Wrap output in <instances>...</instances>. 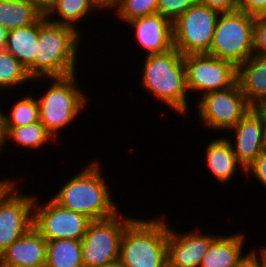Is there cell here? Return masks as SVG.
Listing matches in <instances>:
<instances>
[{
	"mask_svg": "<svg viewBox=\"0 0 266 267\" xmlns=\"http://www.w3.org/2000/svg\"><path fill=\"white\" fill-rule=\"evenodd\" d=\"M197 3L198 0H159L157 13L174 22L179 16Z\"/></svg>",
	"mask_w": 266,
	"mask_h": 267,
	"instance_id": "83f0119b",
	"label": "cell"
},
{
	"mask_svg": "<svg viewBox=\"0 0 266 267\" xmlns=\"http://www.w3.org/2000/svg\"><path fill=\"white\" fill-rule=\"evenodd\" d=\"M39 39V19L30 25L8 31L5 50L12 54L34 79V56Z\"/></svg>",
	"mask_w": 266,
	"mask_h": 267,
	"instance_id": "ffe728a7",
	"label": "cell"
},
{
	"mask_svg": "<svg viewBox=\"0 0 266 267\" xmlns=\"http://www.w3.org/2000/svg\"><path fill=\"white\" fill-rule=\"evenodd\" d=\"M198 3L218 13H228L238 9V0H198Z\"/></svg>",
	"mask_w": 266,
	"mask_h": 267,
	"instance_id": "1f68e13d",
	"label": "cell"
},
{
	"mask_svg": "<svg viewBox=\"0 0 266 267\" xmlns=\"http://www.w3.org/2000/svg\"><path fill=\"white\" fill-rule=\"evenodd\" d=\"M262 266L266 267V246H262Z\"/></svg>",
	"mask_w": 266,
	"mask_h": 267,
	"instance_id": "f35d334b",
	"label": "cell"
},
{
	"mask_svg": "<svg viewBox=\"0 0 266 267\" xmlns=\"http://www.w3.org/2000/svg\"><path fill=\"white\" fill-rule=\"evenodd\" d=\"M8 31L0 25V50L6 48Z\"/></svg>",
	"mask_w": 266,
	"mask_h": 267,
	"instance_id": "836d02e7",
	"label": "cell"
},
{
	"mask_svg": "<svg viewBox=\"0 0 266 267\" xmlns=\"http://www.w3.org/2000/svg\"><path fill=\"white\" fill-rule=\"evenodd\" d=\"M40 79L52 81L47 92L41 94L37 100L40 122L56 140L57 134L61 133L63 128H68L67 126L73 124L71 122L83 114L88 97L79 88L76 73L64 77H40L33 80Z\"/></svg>",
	"mask_w": 266,
	"mask_h": 267,
	"instance_id": "5b68a950",
	"label": "cell"
},
{
	"mask_svg": "<svg viewBox=\"0 0 266 267\" xmlns=\"http://www.w3.org/2000/svg\"><path fill=\"white\" fill-rule=\"evenodd\" d=\"M122 212L114 216L92 220L81 239L84 267H101L120 257V243L126 226L134 219Z\"/></svg>",
	"mask_w": 266,
	"mask_h": 267,
	"instance_id": "52a82bcc",
	"label": "cell"
},
{
	"mask_svg": "<svg viewBox=\"0 0 266 267\" xmlns=\"http://www.w3.org/2000/svg\"><path fill=\"white\" fill-rule=\"evenodd\" d=\"M188 93L224 90L236 83L237 66L207 53L184 55ZM190 91V92H189Z\"/></svg>",
	"mask_w": 266,
	"mask_h": 267,
	"instance_id": "8fae6325",
	"label": "cell"
},
{
	"mask_svg": "<svg viewBox=\"0 0 266 267\" xmlns=\"http://www.w3.org/2000/svg\"><path fill=\"white\" fill-rule=\"evenodd\" d=\"M197 99L195 104L202 126L221 132L235 126L252 108L237 82L227 89L209 92Z\"/></svg>",
	"mask_w": 266,
	"mask_h": 267,
	"instance_id": "9c48e42d",
	"label": "cell"
},
{
	"mask_svg": "<svg viewBox=\"0 0 266 267\" xmlns=\"http://www.w3.org/2000/svg\"><path fill=\"white\" fill-rule=\"evenodd\" d=\"M164 267H176V266H173L171 263H169L168 261L165 263Z\"/></svg>",
	"mask_w": 266,
	"mask_h": 267,
	"instance_id": "7bdbcfd3",
	"label": "cell"
},
{
	"mask_svg": "<svg viewBox=\"0 0 266 267\" xmlns=\"http://www.w3.org/2000/svg\"><path fill=\"white\" fill-rule=\"evenodd\" d=\"M3 134L4 145H7L8 139H12L15 145L32 150L40 149L50 140H55L40 121L20 127H3Z\"/></svg>",
	"mask_w": 266,
	"mask_h": 267,
	"instance_id": "cb8c5ba5",
	"label": "cell"
},
{
	"mask_svg": "<svg viewBox=\"0 0 266 267\" xmlns=\"http://www.w3.org/2000/svg\"><path fill=\"white\" fill-rule=\"evenodd\" d=\"M101 267H124L121 261L118 259L116 261L110 262L108 264H105Z\"/></svg>",
	"mask_w": 266,
	"mask_h": 267,
	"instance_id": "74e56055",
	"label": "cell"
},
{
	"mask_svg": "<svg viewBox=\"0 0 266 267\" xmlns=\"http://www.w3.org/2000/svg\"><path fill=\"white\" fill-rule=\"evenodd\" d=\"M0 267H11V266L5 265L0 261Z\"/></svg>",
	"mask_w": 266,
	"mask_h": 267,
	"instance_id": "ee69618b",
	"label": "cell"
},
{
	"mask_svg": "<svg viewBox=\"0 0 266 267\" xmlns=\"http://www.w3.org/2000/svg\"><path fill=\"white\" fill-rule=\"evenodd\" d=\"M82 33L71 26L39 18V39L34 56V79L64 77L76 72ZM80 42V43H79Z\"/></svg>",
	"mask_w": 266,
	"mask_h": 267,
	"instance_id": "7a4b0ae2",
	"label": "cell"
},
{
	"mask_svg": "<svg viewBox=\"0 0 266 267\" xmlns=\"http://www.w3.org/2000/svg\"><path fill=\"white\" fill-rule=\"evenodd\" d=\"M44 13L32 0H0V25L7 31L35 23Z\"/></svg>",
	"mask_w": 266,
	"mask_h": 267,
	"instance_id": "7402d4cb",
	"label": "cell"
},
{
	"mask_svg": "<svg viewBox=\"0 0 266 267\" xmlns=\"http://www.w3.org/2000/svg\"><path fill=\"white\" fill-rule=\"evenodd\" d=\"M15 180L0 190V255L33 227L35 196L23 195Z\"/></svg>",
	"mask_w": 266,
	"mask_h": 267,
	"instance_id": "30bf717a",
	"label": "cell"
},
{
	"mask_svg": "<svg viewBox=\"0 0 266 267\" xmlns=\"http://www.w3.org/2000/svg\"><path fill=\"white\" fill-rule=\"evenodd\" d=\"M9 179H0V190L9 182Z\"/></svg>",
	"mask_w": 266,
	"mask_h": 267,
	"instance_id": "60d3db41",
	"label": "cell"
},
{
	"mask_svg": "<svg viewBox=\"0 0 266 267\" xmlns=\"http://www.w3.org/2000/svg\"><path fill=\"white\" fill-rule=\"evenodd\" d=\"M260 250L255 251V249H250L247 254L245 253L243 257L238 261L235 267H263L262 266V247ZM260 255V256H259Z\"/></svg>",
	"mask_w": 266,
	"mask_h": 267,
	"instance_id": "d6a6232c",
	"label": "cell"
},
{
	"mask_svg": "<svg viewBox=\"0 0 266 267\" xmlns=\"http://www.w3.org/2000/svg\"><path fill=\"white\" fill-rule=\"evenodd\" d=\"M255 18L243 11L220 13L207 54L228 60L236 66L253 55Z\"/></svg>",
	"mask_w": 266,
	"mask_h": 267,
	"instance_id": "8992f818",
	"label": "cell"
},
{
	"mask_svg": "<svg viewBox=\"0 0 266 267\" xmlns=\"http://www.w3.org/2000/svg\"><path fill=\"white\" fill-rule=\"evenodd\" d=\"M196 228L191 233L190 231L183 234L176 233L177 231L168 226L167 239V260L176 267H199L202 258L208 251L210 244L219 235L202 234ZM175 231V232H174Z\"/></svg>",
	"mask_w": 266,
	"mask_h": 267,
	"instance_id": "5bb4252c",
	"label": "cell"
},
{
	"mask_svg": "<svg viewBox=\"0 0 266 267\" xmlns=\"http://www.w3.org/2000/svg\"><path fill=\"white\" fill-rule=\"evenodd\" d=\"M100 5L106 10H110V7L117 1V0H97Z\"/></svg>",
	"mask_w": 266,
	"mask_h": 267,
	"instance_id": "8d00e7d4",
	"label": "cell"
},
{
	"mask_svg": "<svg viewBox=\"0 0 266 267\" xmlns=\"http://www.w3.org/2000/svg\"><path fill=\"white\" fill-rule=\"evenodd\" d=\"M210 142L206 145L203 160L217 181L225 184L233 179L238 170L245 173L244 167L236 158L231 140L221 136Z\"/></svg>",
	"mask_w": 266,
	"mask_h": 267,
	"instance_id": "ac0fdd59",
	"label": "cell"
},
{
	"mask_svg": "<svg viewBox=\"0 0 266 267\" xmlns=\"http://www.w3.org/2000/svg\"><path fill=\"white\" fill-rule=\"evenodd\" d=\"M236 82L252 108L266 101V55L253 54L237 65Z\"/></svg>",
	"mask_w": 266,
	"mask_h": 267,
	"instance_id": "e0dca14e",
	"label": "cell"
},
{
	"mask_svg": "<svg viewBox=\"0 0 266 267\" xmlns=\"http://www.w3.org/2000/svg\"><path fill=\"white\" fill-rule=\"evenodd\" d=\"M220 13L197 3L172 22L173 47L182 55L208 53Z\"/></svg>",
	"mask_w": 266,
	"mask_h": 267,
	"instance_id": "ba28073f",
	"label": "cell"
},
{
	"mask_svg": "<svg viewBox=\"0 0 266 267\" xmlns=\"http://www.w3.org/2000/svg\"><path fill=\"white\" fill-rule=\"evenodd\" d=\"M4 134H3V123H2V111L0 109V153L2 150V147L5 146L4 145Z\"/></svg>",
	"mask_w": 266,
	"mask_h": 267,
	"instance_id": "d590c367",
	"label": "cell"
},
{
	"mask_svg": "<svg viewBox=\"0 0 266 267\" xmlns=\"http://www.w3.org/2000/svg\"><path fill=\"white\" fill-rule=\"evenodd\" d=\"M245 234L219 235L202 258L199 267H235L243 257Z\"/></svg>",
	"mask_w": 266,
	"mask_h": 267,
	"instance_id": "d6986e66",
	"label": "cell"
},
{
	"mask_svg": "<svg viewBox=\"0 0 266 267\" xmlns=\"http://www.w3.org/2000/svg\"><path fill=\"white\" fill-rule=\"evenodd\" d=\"M35 196L33 226L47 240H81L92 221L83 214L66 209L52 198L39 205Z\"/></svg>",
	"mask_w": 266,
	"mask_h": 267,
	"instance_id": "7c38bea8",
	"label": "cell"
},
{
	"mask_svg": "<svg viewBox=\"0 0 266 267\" xmlns=\"http://www.w3.org/2000/svg\"><path fill=\"white\" fill-rule=\"evenodd\" d=\"M23 97L12 105L10 114L3 113L2 109L3 127H20L40 121L37 97L30 94Z\"/></svg>",
	"mask_w": 266,
	"mask_h": 267,
	"instance_id": "d4e9b609",
	"label": "cell"
},
{
	"mask_svg": "<svg viewBox=\"0 0 266 267\" xmlns=\"http://www.w3.org/2000/svg\"><path fill=\"white\" fill-rule=\"evenodd\" d=\"M32 80L27 69L12 54L0 50V90L14 89Z\"/></svg>",
	"mask_w": 266,
	"mask_h": 267,
	"instance_id": "484cf974",
	"label": "cell"
},
{
	"mask_svg": "<svg viewBox=\"0 0 266 267\" xmlns=\"http://www.w3.org/2000/svg\"><path fill=\"white\" fill-rule=\"evenodd\" d=\"M265 115L258 108L249 112L228 131L234 133L231 141L238 162L246 169L262 152L264 144Z\"/></svg>",
	"mask_w": 266,
	"mask_h": 267,
	"instance_id": "4fadbf2b",
	"label": "cell"
},
{
	"mask_svg": "<svg viewBox=\"0 0 266 267\" xmlns=\"http://www.w3.org/2000/svg\"><path fill=\"white\" fill-rule=\"evenodd\" d=\"M134 29L135 38L146 55L167 52L173 48L172 22L156 13L127 22Z\"/></svg>",
	"mask_w": 266,
	"mask_h": 267,
	"instance_id": "9a60e30c",
	"label": "cell"
},
{
	"mask_svg": "<svg viewBox=\"0 0 266 267\" xmlns=\"http://www.w3.org/2000/svg\"><path fill=\"white\" fill-rule=\"evenodd\" d=\"M90 162L77 175L68 179L51 198L60 206L83 214L91 220L112 217L120 210L104 180L99 161Z\"/></svg>",
	"mask_w": 266,
	"mask_h": 267,
	"instance_id": "6da1fadb",
	"label": "cell"
},
{
	"mask_svg": "<svg viewBox=\"0 0 266 267\" xmlns=\"http://www.w3.org/2000/svg\"><path fill=\"white\" fill-rule=\"evenodd\" d=\"M258 109L265 115V118H266V101L261 104Z\"/></svg>",
	"mask_w": 266,
	"mask_h": 267,
	"instance_id": "ab89813d",
	"label": "cell"
},
{
	"mask_svg": "<svg viewBox=\"0 0 266 267\" xmlns=\"http://www.w3.org/2000/svg\"><path fill=\"white\" fill-rule=\"evenodd\" d=\"M96 10L106 9L97 0H55L45 11V15L52 23L71 26L80 32L77 24ZM54 15L60 19L53 17Z\"/></svg>",
	"mask_w": 266,
	"mask_h": 267,
	"instance_id": "44dd1931",
	"label": "cell"
},
{
	"mask_svg": "<svg viewBox=\"0 0 266 267\" xmlns=\"http://www.w3.org/2000/svg\"><path fill=\"white\" fill-rule=\"evenodd\" d=\"M263 152L266 153V127H265V130H264Z\"/></svg>",
	"mask_w": 266,
	"mask_h": 267,
	"instance_id": "b9f144b4",
	"label": "cell"
},
{
	"mask_svg": "<svg viewBox=\"0 0 266 267\" xmlns=\"http://www.w3.org/2000/svg\"><path fill=\"white\" fill-rule=\"evenodd\" d=\"M46 267H84L81 240L47 241Z\"/></svg>",
	"mask_w": 266,
	"mask_h": 267,
	"instance_id": "603a6c76",
	"label": "cell"
},
{
	"mask_svg": "<svg viewBox=\"0 0 266 267\" xmlns=\"http://www.w3.org/2000/svg\"><path fill=\"white\" fill-rule=\"evenodd\" d=\"M134 218L125 228L119 260L124 267H164L167 259L168 222Z\"/></svg>",
	"mask_w": 266,
	"mask_h": 267,
	"instance_id": "277c9868",
	"label": "cell"
},
{
	"mask_svg": "<svg viewBox=\"0 0 266 267\" xmlns=\"http://www.w3.org/2000/svg\"><path fill=\"white\" fill-rule=\"evenodd\" d=\"M46 250L47 240L33 226L0 255V261L11 267H37L46 264Z\"/></svg>",
	"mask_w": 266,
	"mask_h": 267,
	"instance_id": "2e32d148",
	"label": "cell"
},
{
	"mask_svg": "<svg viewBox=\"0 0 266 267\" xmlns=\"http://www.w3.org/2000/svg\"><path fill=\"white\" fill-rule=\"evenodd\" d=\"M34 1L43 11H46L48 7L55 1V0H32Z\"/></svg>",
	"mask_w": 266,
	"mask_h": 267,
	"instance_id": "e575fe53",
	"label": "cell"
},
{
	"mask_svg": "<svg viewBox=\"0 0 266 267\" xmlns=\"http://www.w3.org/2000/svg\"><path fill=\"white\" fill-rule=\"evenodd\" d=\"M238 10L254 17L266 15V0H238Z\"/></svg>",
	"mask_w": 266,
	"mask_h": 267,
	"instance_id": "4dcf8cb0",
	"label": "cell"
},
{
	"mask_svg": "<svg viewBox=\"0 0 266 267\" xmlns=\"http://www.w3.org/2000/svg\"><path fill=\"white\" fill-rule=\"evenodd\" d=\"M253 54L266 55V15L255 18L253 26Z\"/></svg>",
	"mask_w": 266,
	"mask_h": 267,
	"instance_id": "f1b7e54d",
	"label": "cell"
},
{
	"mask_svg": "<svg viewBox=\"0 0 266 267\" xmlns=\"http://www.w3.org/2000/svg\"><path fill=\"white\" fill-rule=\"evenodd\" d=\"M159 0H117L110 9L116 12L119 20L131 21L157 13Z\"/></svg>",
	"mask_w": 266,
	"mask_h": 267,
	"instance_id": "4316f807",
	"label": "cell"
},
{
	"mask_svg": "<svg viewBox=\"0 0 266 267\" xmlns=\"http://www.w3.org/2000/svg\"><path fill=\"white\" fill-rule=\"evenodd\" d=\"M141 87L174 112H189L184 56L174 47L167 52L145 55Z\"/></svg>",
	"mask_w": 266,
	"mask_h": 267,
	"instance_id": "3957f363",
	"label": "cell"
},
{
	"mask_svg": "<svg viewBox=\"0 0 266 267\" xmlns=\"http://www.w3.org/2000/svg\"><path fill=\"white\" fill-rule=\"evenodd\" d=\"M250 176L256 177L262 186L266 189V153L262 152L246 169V178Z\"/></svg>",
	"mask_w": 266,
	"mask_h": 267,
	"instance_id": "f546056e",
	"label": "cell"
}]
</instances>
